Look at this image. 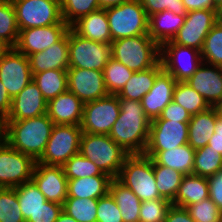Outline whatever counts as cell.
Wrapping results in <instances>:
<instances>
[{
	"instance_id": "7402d4cb",
	"label": "cell",
	"mask_w": 222,
	"mask_h": 222,
	"mask_svg": "<svg viewBox=\"0 0 222 222\" xmlns=\"http://www.w3.org/2000/svg\"><path fill=\"white\" fill-rule=\"evenodd\" d=\"M84 103L67 90L48 101L47 115L55 125H80Z\"/></svg>"
},
{
	"instance_id": "5b68a950",
	"label": "cell",
	"mask_w": 222,
	"mask_h": 222,
	"mask_svg": "<svg viewBox=\"0 0 222 222\" xmlns=\"http://www.w3.org/2000/svg\"><path fill=\"white\" fill-rule=\"evenodd\" d=\"M117 179L141 200L161 199L153 172V159L144 154L129 155Z\"/></svg>"
},
{
	"instance_id": "e7e4bbea",
	"label": "cell",
	"mask_w": 222,
	"mask_h": 222,
	"mask_svg": "<svg viewBox=\"0 0 222 222\" xmlns=\"http://www.w3.org/2000/svg\"><path fill=\"white\" fill-rule=\"evenodd\" d=\"M220 222H222V210L220 212V218H219Z\"/></svg>"
},
{
	"instance_id": "680465c9",
	"label": "cell",
	"mask_w": 222,
	"mask_h": 222,
	"mask_svg": "<svg viewBox=\"0 0 222 222\" xmlns=\"http://www.w3.org/2000/svg\"><path fill=\"white\" fill-rule=\"evenodd\" d=\"M56 222H78L76 219L72 218L71 216L67 215L64 211H62Z\"/></svg>"
},
{
	"instance_id": "03108f58",
	"label": "cell",
	"mask_w": 222,
	"mask_h": 222,
	"mask_svg": "<svg viewBox=\"0 0 222 222\" xmlns=\"http://www.w3.org/2000/svg\"><path fill=\"white\" fill-rule=\"evenodd\" d=\"M7 0H0V4L6 2Z\"/></svg>"
},
{
	"instance_id": "603a6c76",
	"label": "cell",
	"mask_w": 222,
	"mask_h": 222,
	"mask_svg": "<svg viewBox=\"0 0 222 222\" xmlns=\"http://www.w3.org/2000/svg\"><path fill=\"white\" fill-rule=\"evenodd\" d=\"M32 74L47 70H67L69 68L68 32L44 51L28 56Z\"/></svg>"
},
{
	"instance_id": "db71d44e",
	"label": "cell",
	"mask_w": 222,
	"mask_h": 222,
	"mask_svg": "<svg viewBox=\"0 0 222 222\" xmlns=\"http://www.w3.org/2000/svg\"><path fill=\"white\" fill-rule=\"evenodd\" d=\"M187 12L199 9L218 10L213 0H182Z\"/></svg>"
},
{
	"instance_id": "f5cc1de1",
	"label": "cell",
	"mask_w": 222,
	"mask_h": 222,
	"mask_svg": "<svg viewBox=\"0 0 222 222\" xmlns=\"http://www.w3.org/2000/svg\"><path fill=\"white\" fill-rule=\"evenodd\" d=\"M12 98L9 96L6 88L0 81V121L6 122L11 108Z\"/></svg>"
},
{
	"instance_id": "d6a6232c",
	"label": "cell",
	"mask_w": 222,
	"mask_h": 222,
	"mask_svg": "<svg viewBox=\"0 0 222 222\" xmlns=\"http://www.w3.org/2000/svg\"><path fill=\"white\" fill-rule=\"evenodd\" d=\"M153 172L160 196L172 203L178 193L184 174L172 168L159 165L154 160Z\"/></svg>"
},
{
	"instance_id": "74e56055",
	"label": "cell",
	"mask_w": 222,
	"mask_h": 222,
	"mask_svg": "<svg viewBox=\"0 0 222 222\" xmlns=\"http://www.w3.org/2000/svg\"><path fill=\"white\" fill-rule=\"evenodd\" d=\"M134 71L112 57L103 69L104 83L109 94L117 95L132 77Z\"/></svg>"
},
{
	"instance_id": "ba28073f",
	"label": "cell",
	"mask_w": 222,
	"mask_h": 222,
	"mask_svg": "<svg viewBox=\"0 0 222 222\" xmlns=\"http://www.w3.org/2000/svg\"><path fill=\"white\" fill-rule=\"evenodd\" d=\"M82 133L80 125H54L44 153L37 162L64 165L73 155L79 153Z\"/></svg>"
},
{
	"instance_id": "be15d7a7",
	"label": "cell",
	"mask_w": 222,
	"mask_h": 222,
	"mask_svg": "<svg viewBox=\"0 0 222 222\" xmlns=\"http://www.w3.org/2000/svg\"><path fill=\"white\" fill-rule=\"evenodd\" d=\"M218 15H219V21L222 22V9L219 10Z\"/></svg>"
},
{
	"instance_id": "277c9868",
	"label": "cell",
	"mask_w": 222,
	"mask_h": 222,
	"mask_svg": "<svg viewBox=\"0 0 222 222\" xmlns=\"http://www.w3.org/2000/svg\"><path fill=\"white\" fill-rule=\"evenodd\" d=\"M79 153L113 179L118 177L125 159L130 155L109 135L85 132L81 136Z\"/></svg>"
},
{
	"instance_id": "11a10c76",
	"label": "cell",
	"mask_w": 222,
	"mask_h": 222,
	"mask_svg": "<svg viewBox=\"0 0 222 222\" xmlns=\"http://www.w3.org/2000/svg\"><path fill=\"white\" fill-rule=\"evenodd\" d=\"M215 136H222V109L215 107Z\"/></svg>"
},
{
	"instance_id": "e0dca14e",
	"label": "cell",
	"mask_w": 222,
	"mask_h": 222,
	"mask_svg": "<svg viewBox=\"0 0 222 222\" xmlns=\"http://www.w3.org/2000/svg\"><path fill=\"white\" fill-rule=\"evenodd\" d=\"M68 90L83 103L107 96L103 71L81 68L67 69Z\"/></svg>"
},
{
	"instance_id": "60d3db41",
	"label": "cell",
	"mask_w": 222,
	"mask_h": 222,
	"mask_svg": "<svg viewBox=\"0 0 222 222\" xmlns=\"http://www.w3.org/2000/svg\"><path fill=\"white\" fill-rule=\"evenodd\" d=\"M62 19L71 27L81 17L100 9L97 0H60Z\"/></svg>"
},
{
	"instance_id": "ab89813d",
	"label": "cell",
	"mask_w": 222,
	"mask_h": 222,
	"mask_svg": "<svg viewBox=\"0 0 222 222\" xmlns=\"http://www.w3.org/2000/svg\"><path fill=\"white\" fill-rule=\"evenodd\" d=\"M200 52L204 63L222 67V22L213 26Z\"/></svg>"
},
{
	"instance_id": "94428289",
	"label": "cell",
	"mask_w": 222,
	"mask_h": 222,
	"mask_svg": "<svg viewBox=\"0 0 222 222\" xmlns=\"http://www.w3.org/2000/svg\"><path fill=\"white\" fill-rule=\"evenodd\" d=\"M6 141L5 139V122L0 121V146Z\"/></svg>"
},
{
	"instance_id": "f6af8a7d",
	"label": "cell",
	"mask_w": 222,
	"mask_h": 222,
	"mask_svg": "<svg viewBox=\"0 0 222 222\" xmlns=\"http://www.w3.org/2000/svg\"><path fill=\"white\" fill-rule=\"evenodd\" d=\"M187 210L195 222H215L219 220L221 212L210 198L189 205Z\"/></svg>"
},
{
	"instance_id": "f1b7e54d",
	"label": "cell",
	"mask_w": 222,
	"mask_h": 222,
	"mask_svg": "<svg viewBox=\"0 0 222 222\" xmlns=\"http://www.w3.org/2000/svg\"><path fill=\"white\" fill-rule=\"evenodd\" d=\"M207 198H209L208 179L194 174L184 175L172 204L187 208Z\"/></svg>"
},
{
	"instance_id": "836d02e7",
	"label": "cell",
	"mask_w": 222,
	"mask_h": 222,
	"mask_svg": "<svg viewBox=\"0 0 222 222\" xmlns=\"http://www.w3.org/2000/svg\"><path fill=\"white\" fill-rule=\"evenodd\" d=\"M25 221L47 202L44 194L31 180L14 188Z\"/></svg>"
},
{
	"instance_id": "7dc6e473",
	"label": "cell",
	"mask_w": 222,
	"mask_h": 222,
	"mask_svg": "<svg viewBox=\"0 0 222 222\" xmlns=\"http://www.w3.org/2000/svg\"><path fill=\"white\" fill-rule=\"evenodd\" d=\"M147 16L164 10L172 11L178 15H186L187 10L182 0H140Z\"/></svg>"
},
{
	"instance_id": "e575fe53",
	"label": "cell",
	"mask_w": 222,
	"mask_h": 222,
	"mask_svg": "<svg viewBox=\"0 0 222 222\" xmlns=\"http://www.w3.org/2000/svg\"><path fill=\"white\" fill-rule=\"evenodd\" d=\"M173 101L181 105L190 116L208 110L211 106L203 96L186 82H177L173 91Z\"/></svg>"
},
{
	"instance_id": "4fadbf2b",
	"label": "cell",
	"mask_w": 222,
	"mask_h": 222,
	"mask_svg": "<svg viewBox=\"0 0 222 222\" xmlns=\"http://www.w3.org/2000/svg\"><path fill=\"white\" fill-rule=\"evenodd\" d=\"M218 13L219 10L209 9L188 11L184 24L172 42L201 51L206 36L219 21Z\"/></svg>"
},
{
	"instance_id": "7a4b0ae2",
	"label": "cell",
	"mask_w": 222,
	"mask_h": 222,
	"mask_svg": "<svg viewBox=\"0 0 222 222\" xmlns=\"http://www.w3.org/2000/svg\"><path fill=\"white\" fill-rule=\"evenodd\" d=\"M54 125L47 113L25 120L6 121L5 139L15 150L37 162L44 153Z\"/></svg>"
},
{
	"instance_id": "cb8c5ba5",
	"label": "cell",
	"mask_w": 222,
	"mask_h": 222,
	"mask_svg": "<svg viewBox=\"0 0 222 222\" xmlns=\"http://www.w3.org/2000/svg\"><path fill=\"white\" fill-rule=\"evenodd\" d=\"M186 15H178L169 10L149 16L148 35L159 45L172 41L185 22Z\"/></svg>"
},
{
	"instance_id": "91938a15",
	"label": "cell",
	"mask_w": 222,
	"mask_h": 222,
	"mask_svg": "<svg viewBox=\"0 0 222 222\" xmlns=\"http://www.w3.org/2000/svg\"><path fill=\"white\" fill-rule=\"evenodd\" d=\"M11 49V47L0 39V59Z\"/></svg>"
},
{
	"instance_id": "484cf974",
	"label": "cell",
	"mask_w": 222,
	"mask_h": 222,
	"mask_svg": "<svg viewBox=\"0 0 222 222\" xmlns=\"http://www.w3.org/2000/svg\"><path fill=\"white\" fill-rule=\"evenodd\" d=\"M71 28L84 38L111 44V34L105 9H99L81 17Z\"/></svg>"
},
{
	"instance_id": "bcb514c9",
	"label": "cell",
	"mask_w": 222,
	"mask_h": 222,
	"mask_svg": "<svg viewBox=\"0 0 222 222\" xmlns=\"http://www.w3.org/2000/svg\"><path fill=\"white\" fill-rule=\"evenodd\" d=\"M96 222H123L121 211L110 193L98 198Z\"/></svg>"
},
{
	"instance_id": "ac0fdd59",
	"label": "cell",
	"mask_w": 222,
	"mask_h": 222,
	"mask_svg": "<svg viewBox=\"0 0 222 222\" xmlns=\"http://www.w3.org/2000/svg\"><path fill=\"white\" fill-rule=\"evenodd\" d=\"M31 180L44 194L47 201L63 205L67 198V177L62 166L36 162Z\"/></svg>"
},
{
	"instance_id": "d590c367",
	"label": "cell",
	"mask_w": 222,
	"mask_h": 222,
	"mask_svg": "<svg viewBox=\"0 0 222 222\" xmlns=\"http://www.w3.org/2000/svg\"><path fill=\"white\" fill-rule=\"evenodd\" d=\"M222 169V154L206 145L195 150L192 174L209 178Z\"/></svg>"
},
{
	"instance_id": "2e32d148",
	"label": "cell",
	"mask_w": 222,
	"mask_h": 222,
	"mask_svg": "<svg viewBox=\"0 0 222 222\" xmlns=\"http://www.w3.org/2000/svg\"><path fill=\"white\" fill-rule=\"evenodd\" d=\"M69 28L68 24H54L19 30L18 41L14 48L28 57L57 43Z\"/></svg>"
},
{
	"instance_id": "9c48e42d",
	"label": "cell",
	"mask_w": 222,
	"mask_h": 222,
	"mask_svg": "<svg viewBox=\"0 0 222 222\" xmlns=\"http://www.w3.org/2000/svg\"><path fill=\"white\" fill-rule=\"evenodd\" d=\"M19 30L67 24L61 15L60 0H11Z\"/></svg>"
},
{
	"instance_id": "9a60e30c",
	"label": "cell",
	"mask_w": 222,
	"mask_h": 222,
	"mask_svg": "<svg viewBox=\"0 0 222 222\" xmlns=\"http://www.w3.org/2000/svg\"><path fill=\"white\" fill-rule=\"evenodd\" d=\"M185 144H188V122L164 120L160 117L151 120L145 151L169 150Z\"/></svg>"
},
{
	"instance_id": "681fc988",
	"label": "cell",
	"mask_w": 222,
	"mask_h": 222,
	"mask_svg": "<svg viewBox=\"0 0 222 222\" xmlns=\"http://www.w3.org/2000/svg\"><path fill=\"white\" fill-rule=\"evenodd\" d=\"M159 117L164 120H174L178 122H189L191 119L187 110L173 100L163 109Z\"/></svg>"
},
{
	"instance_id": "ee69618b",
	"label": "cell",
	"mask_w": 222,
	"mask_h": 222,
	"mask_svg": "<svg viewBox=\"0 0 222 222\" xmlns=\"http://www.w3.org/2000/svg\"><path fill=\"white\" fill-rule=\"evenodd\" d=\"M172 203L164 198L142 201L139 222H165Z\"/></svg>"
},
{
	"instance_id": "8d00e7d4",
	"label": "cell",
	"mask_w": 222,
	"mask_h": 222,
	"mask_svg": "<svg viewBox=\"0 0 222 222\" xmlns=\"http://www.w3.org/2000/svg\"><path fill=\"white\" fill-rule=\"evenodd\" d=\"M97 205L98 199L67 197L62 211L78 222H96Z\"/></svg>"
},
{
	"instance_id": "7bdbcfd3",
	"label": "cell",
	"mask_w": 222,
	"mask_h": 222,
	"mask_svg": "<svg viewBox=\"0 0 222 222\" xmlns=\"http://www.w3.org/2000/svg\"><path fill=\"white\" fill-rule=\"evenodd\" d=\"M0 222H26L14 188H0Z\"/></svg>"
},
{
	"instance_id": "8992f818",
	"label": "cell",
	"mask_w": 222,
	"mask_h": 222,
	"mask_svg": "<svg viewBox=\"0 0 222 222\" xmlns=\"http://www.w3.org/2000/svg\"><path fill=\"white\" fill-rule=\"evenodd\" d=\"M111 42L127 37L148 35L149 17L140 0H130L105 9Z\"/></svg>"
},
{
	"instance_id": "44dd1931",
	"label": "cell",
	"mask_w": 222,
	"mask_h": 222,
	"mask_svg": "<svg viewBox=\"0 0 222 222\" xmlns=\"http://www.w3.org/2000/svg\"><path fill=\"white\" fill-rule=\"evenodd\" d=\"M177 81L162 70L155 78L154 85L141 99L146 116L153 120L161 115L163 109L173 100V91Z\"/></svg>"
},
{
	"instance_id": "83f0119b",
	"label": "cell",
	"mask_w": 222,
	"mask_h": 222,
	"mask_svg": "<svg viewBox=\"0 0 222 222\" xmlns=\"http://www.w3.org/2000/svg\"><path fill=\"white\" fill-rule=\"evenodd\" d=\"M215 107L191 116L188 122V144L194 149L208 144L215 130Z\"/></svg>"
},
{
	"instance_id": "b9f144b4",
	"label": "cell",
	"mask_w": 222,
	"mask_h": 222,
	"mask_svg": "<svg viewBox=\"0 0 222 222\" xmlns=\"http://www.w3.org/2000/svg\"><path fill=\"white\" fill-rule=\"evenodd\" d=\"M67 179H77L97 175H107L101 171L90 159L80 153L73 155L64 165H62Z\"/></svg>"
},
{
	"instance_id": "6f0895ef",
	"label": "cell",
	"mask_w": 222,
	"mask_h": 222,
	"mask_svg": "<svg viewBox=\"0 0 222 222\" xmlns=\"http://www.w3.org/2000/svg\"><path fill=\"white\" fill-rule=\"evenodd\" d=\"M100 6V9H106L109 7L117 6L123 2H127L130 0H97Z\"/></svg>"
},
{
	"instance_id": "6da1fadb",
	"label": "cell",
	"mask_w": 222,
	"mask_h": 222,
	"mask_svg": "<svg viewBox=\"0 0 222 222\" xmlns=\"http://www.w3.org/2000/svg\"><path fill=\"white\" fill-rule=\"evenodd\" d=\"M120 113L108 134L127 153L144 154L149 139L151 120L140 101L119 99Z\"/></svg>"
},
{
	"instance_id": "9f6ffc18",
	"label": "cell",
	"mask_w": 222,
	"mask_h": 222,
	"mask_svg": "<svg viewBox=\"0 0 222 222\" xmlns=\"http://www.w3.org/2000/svg\"><path fill=\"white\" fill-rule=\"evenodd\" d=\"M207 145L210 146V149H214L215 151L222 154V136H215L214 133L210 137Z\"/></svg>"
},
{
	"instance_id": "30bf717a",
	"label": "cell",
	"mask_w": 222,
	"mask_h": 222,
	"mask_svg": "<svg viewBox=\"0 0 222 222\" xmlns=\"http://www.w3.org/2000/svg\"><path fill=\"white\" fill-rule=\"evenodd\" d=\"M160 61L163 70L177 82H186L203 63L199 50L172 41L160 46Z\"/></svg>"
},
{
	"instance_id": "d4e9b609",
	"label": "cell",
	"mask_w": 222,
	"mask_h": 222,
	"mask_svg": "<svg viewBox=\"0 0 222 222\" xmlns=\"http://www.w3.org/2000/svg\"><path fill=\"white\" fill-rule=\"evenodd\" d=\"M144 155L152 158L157 164L177 170L184 175L192 174L195 150L189 144L169 150L145 151Z\"/></svg>"
},
{
	"instance_id": "ffe728a7",
	"label": "cell",
	"mask_w": 222,
	"mask_h": 222,
	"mask_svg": "<svg viewBox=\"0 0 222 222\" xmlns=\"http://www.w3.org/2000/svg\"><path fill=\"white\" fill-rule=\"evenodd\" d=\"M47 100L33 80L15 97L6 121H19L41 116L47 113Z\"/></svg>"
},
{
	"instance_id": "4316f807",
	"label": "cell",
	"mask_w": 222,
	"mask_h": 222,
	"mask_svg": "<svg viewBox=\"0 0 222 222\" xmlns=\"http://www.w3.org/2000/svg\"><path fill=\"white\" fill-rule=\"evenodd\" d=\"M112 179L109 175L68 179L67 197L98 199L109 193Z\"/></svg>"
},
{
	"instance_id": "6125c7cd",
	"label": "cell",
	"mask_w": 222,
	"mask_h": 222,
	"mask_svg": "<svg viewBox=\"0 0 222 222\" xmlns=\"http://www.w3.org/2000/svg\"><path fill=\"white\" fill-rule=\"evenodd\" d=\"M213 2L218 10L222 9V0H213Z\"/></svg>"
},
{
	"instance_id": "5bb4252c",
	"label": "cell",
	"mask_w": 222,
	"mask_h": 222,
	"mask_svg": "<svg viewBox=\"0 0 222 222\" xmlns=\"http://www.w3.org/2000/svg\"><path fill=\"white\" fill-rule=\"evenodd\" d=\"M33 74L28 57L11 48L0 59V81L11 98L21 92L31 81Z\"/></svg>"
},
{
	"instance_id": "d6986e66",
	"label": "cell",
	"mask_w": 222,
	"mask_h": 222,
	"mask_svg": "<svg viewBox=\"0 0 222 222\" xmlns=\"http://www.w3.org/2000/svg\"><path fill=\"white\" fill-rule=\"evenodd\" d=\"M186 83L211 107L222 108V67L202 63Z\"/></svg>"
},
{
	"instance_id": "f907efd6",
	"label": "cell",
	"mask_w": 222,
	"mask_h": 222,
	"mask_svg": "<svg viewBox=\"0 0 222 222\" xmlns=\"http://www.w3.org/2000/svg\"><path fill=\"white\" fill-rule=\"evenodd\" d=\"M207 179L209 183V198L222 210V169Z\"/></svg>"
},
{
	"instance_id": "1f68e13d",
	"label": "cell",
	"mask_w": 222,
	"mask_h": 222,
	"mask_svg": "<svg viewBox=\"0 0 222 222\" xmlns=\"http://www.w3.org/2000/svg\"><path fill=\"white\" fill-rule=\"evenodd\" d=\"M37 85L47 102L68 90L67 70H47L33 74Z\"/></svg>"
},
{
	"instance_id": "816d5d0a",
	"label": "cell",
	"mask_w": 222,
	"mask_h": 222,
	"mask_svg": "<svg viewBox=\"0 0 222 222\" xmlns=\"http://www.w3.org/2000/svg\"><path fill=\"white\" fill-rule=\"evenodd\" d=\"M165 222H195L185 207L171 205L167 211Z\"/></svg>"
},
{
	"instance_id": "8fae6325",
	"label": "cell",
	"mask_w": 222,
	"mask_h": 222,
	"mask_svg": "<svg viewBox=\"0 0 222 222\" xmlns=\"http://www.w3.org/2000/svg\"><path fill=\"white\" fill-rule=\"evenodd\" d=\"M119 113V97L108 94L95 101L84 103L80 127L85 133L108 135Z\"/></svg>"
},
{
	"instance_id": "c3c4849f",
	"label": "cell",
	"mask_w": 222,
	"mask_h": 222,
	"mask_svg": "<svg viewBox=\"0 0 222 222\" xmlns=\"http://www.w3.org/2000/svg\"><path fill=\"white\" fill-rule=\"evenodd\" d=\"M62 212V205L47 201L38 211L26 220V222H56Z\"/></svg>"
},
{
	"instance_id": "52a82bcc",
	"label": "cell",
	"mask_w": 222,
	"mask_h": 222,
	"mask_svg": "<svg viewBox=\"0 0 222 222\" xmlns=\"http://www.w3.org/2000/svg\"><path fill=\"white\" fill-rule=\"evenodd\" d=\"M69 68L103 71L111 58V44L99 43L68 30Z\"/></svg>"
},
{
	"instance_id": "f546056e",
	"label": "cell",
	"mask_w": 222,
	"mask_h": 222,
	"mask_svg": "<svg viewBox=\"0 0 222 222\" xmlns=\"http://www.w3.org/2000/svg\"><path fill=\"white\" fill-rule=\"evenodd\" d=\"M163 70L161 61L155 66L144 70L134 72L132 77L123 86L122 90L117 94L119 99H132L141 101V99L149 92L155 82L156 76Z\"/></svg>"
},
{
	"instance_id": "4dcf8cb0",
	"label": "cell",
	"mask_w": 222,
	"mask_h": 222,
	"mask_svg": "<svg viewBox=\"0 0 222 222\" xmlns=\"http://www.w3.org/2000/svg\"><path fill=\"white\" fill-rule=\"evenodd\" d=\"M109 193L121 211L123 222H139L142 201L117 178L110 182Z\"/></svg>"
},
{
	"instance_id": "3957f363",
	"label": "cell",
	"mask_w": 222,
	"mask_h": 222,
	"mask_svg": "<svg viewBox=\"0 0 222 222\" xmlns=\"http://www.w3.org/2000/svg\"><path fill=\"white\" fill-rule=\"evenodd\" d=\"M111 57L138 72L160 61V46L149 35L121 38L111 42Z\"/></svg>"
},
{
	"instance_id": "7c38bea8",
	"label": "cell",
	"mask_w": 222,
	"mask_h": 222,
	"mask_svg": "<svg viewBox=\"0 0 222 222\" xmlns=\"http://www.w3.org/2000/svg\"><path fill=\"white\" fill-rule=\"evenodd\" d=\"M36 161L11 147L0 146V188H15L31 181Z\"/></svg>"
},
{
	"instance_id": "f35d334b",
	"label": "cell",
	"mask_w": 222,
	"mask_h": 222,
	"mask_svg": "<svg viewBox=\"0 0 222 222\" xmlns=\"http://www.w3.org/2000/svg\"><path fill=\"white\" fill-rule=\"evenodd\" d=\"M19 27L11 0L0 4V39L14 48L18 41Z\"/></svg>"
}]
</instances>
